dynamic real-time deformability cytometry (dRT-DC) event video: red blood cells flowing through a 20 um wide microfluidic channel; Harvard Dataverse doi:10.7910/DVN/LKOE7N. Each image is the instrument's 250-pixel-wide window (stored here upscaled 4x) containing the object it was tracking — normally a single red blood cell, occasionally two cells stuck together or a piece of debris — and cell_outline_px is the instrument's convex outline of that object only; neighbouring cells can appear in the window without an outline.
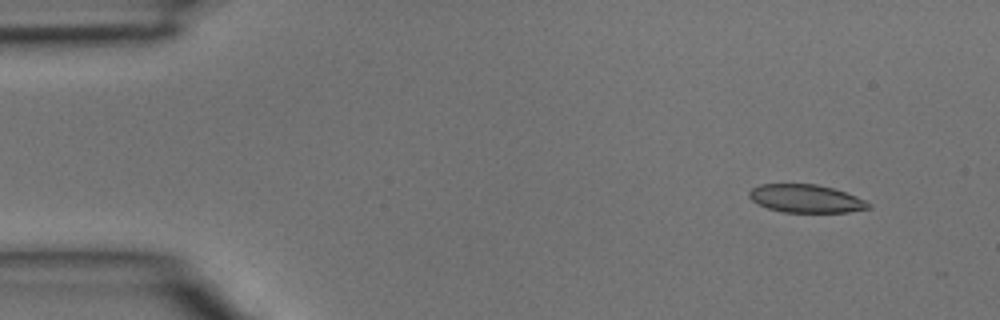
{"species": "common noctule bat (a hibernating species)", "species_latin": "Nyctalus noctula", "temperature_condition": "room temperature", "stored_images_in_passage": 3, "camera_frame_rate_fps": 3000, "um_per_image_px": 0.085, "animal": {"sex": "male", "body_mass_g": 15.6}, "frame": {"image": 1, "passage_image": 1, "time_ms": 0.0, "image_size_px": [1000, 320], "cell_outline_px": [[872, 208], [848, 212], [784, 212], [768, 208], [756, 204], [748, 196], [748, 192], [752, 188], [760, 184], [816, 184], [832, 188], [856, 196], [872, 204]], "centroid_in_image_um": [68.49, 16.88], "position_along_channel_um": 16.5, "area_um2": 19.54}}
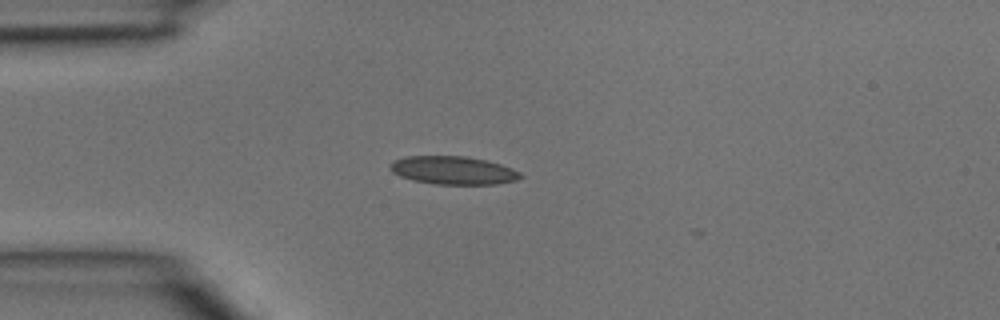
{"frame": {"image": 2, "passage_image": 3, "time_ms": 0.667, "image_size_px": [1000, 320], "cell_outline_px": [[524, 176], [516, 180], [496, 184], [436, 184], [412, 180], [400, 176], [392, 172], [388, 168], [396, 160], [408, 156], [464, 156], [484, 160], [500, 164], [512, 168], [520, 172]], "centroid_in_image_um": [38.53, 14.48], "position_along_channel_um": 46.5, "area_um2": 21.21}}